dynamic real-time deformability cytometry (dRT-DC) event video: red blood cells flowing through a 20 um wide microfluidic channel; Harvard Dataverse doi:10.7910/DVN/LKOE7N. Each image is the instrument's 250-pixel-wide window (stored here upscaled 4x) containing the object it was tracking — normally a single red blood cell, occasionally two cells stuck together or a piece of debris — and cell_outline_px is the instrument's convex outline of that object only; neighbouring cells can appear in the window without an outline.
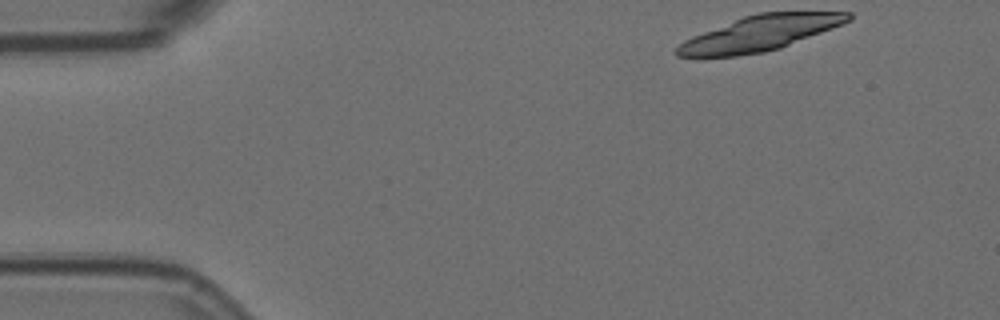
{"species": "Egyptian fruit bat (a non-hibernating species)", "species_latin": "Rousettus aegyptiacus", "temperature_condition": "room temperature", "stored_images_in_passage": 15, "camera_frame_rate_fps": 3000, "um_per_image_px": 0.085, "animal": {"sex": "female"}, "frame": {"image": 1, "passage_image": 1, "time_ms": 0.0, "image_size_px": [1000, 320], "cell_outline_px": [[852, 20], [832, 28], [780, 48], [764, 52], [736, 56], [700, 60], [676, 56], [676, 48], [684, 40], [692, 36], [744, 16], [756, 12], [852, 12]], "centroid_in_image_um": [64.49, 2.87], "position_along_channel_um": 20.5, "area_um2": 35.55}}